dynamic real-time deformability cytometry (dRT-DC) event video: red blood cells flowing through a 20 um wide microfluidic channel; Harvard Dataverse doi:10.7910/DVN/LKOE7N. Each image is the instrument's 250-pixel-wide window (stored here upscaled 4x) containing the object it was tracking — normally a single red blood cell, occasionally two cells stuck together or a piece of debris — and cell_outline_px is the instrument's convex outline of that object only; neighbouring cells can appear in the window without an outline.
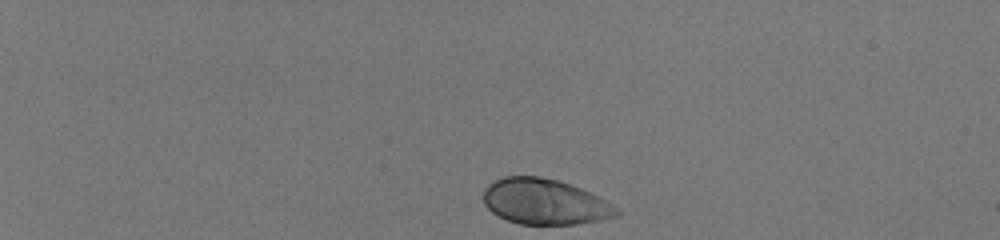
{"species": "human", "species_latin": "Homo sapiens", "temperature_condition": "room temperature", "stored_images_in_passage": 39, "camera_frame_rate_fps": 3000, "um_per_image_px": 0.085, "donor": {"sex": "male"}, "frame": {"image": 1, "passage_image": 1, "time_ms": 0.0, "image_size_px": [1000, 240], "cell_outline_px": [[620, 212], [616, 216], [600, 220], [576, 224], [520, 224], [508, 220], [492, 212], [484, 204], [484, 192], [488, 184], [504, 176], [540, 176], [560, 180], [580, 188], [612, 204]], "centroid_in_image_um": [46.29, 17.14], "position_along_channel_um": 38.7, "area_um2": 35.08}}
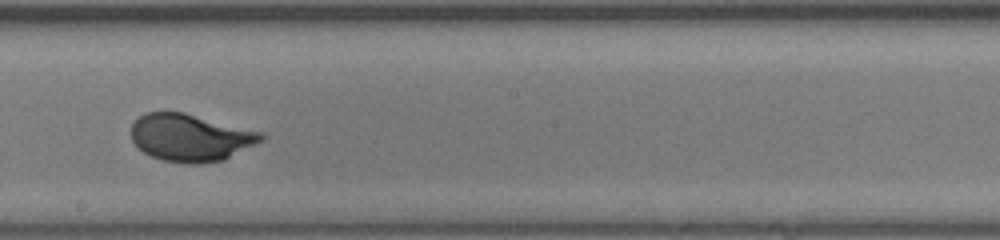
{"frame": {"image": 2, "passage_image": 23, "time_ms": 7.333, "image_size_px": [1000, 240], "cell_outline_px": [[264, 140], [224, 160], [200, 164], [188, 164], [164, 160], [152, 156], [144, 152], [132, 140], [132, 124], [144, 112], [184, 112], [264, 132]], "centroid_in_image_um": [16.23, 11.69], "position_along_channel_um": 232.0, "area_um2": 35.89}}
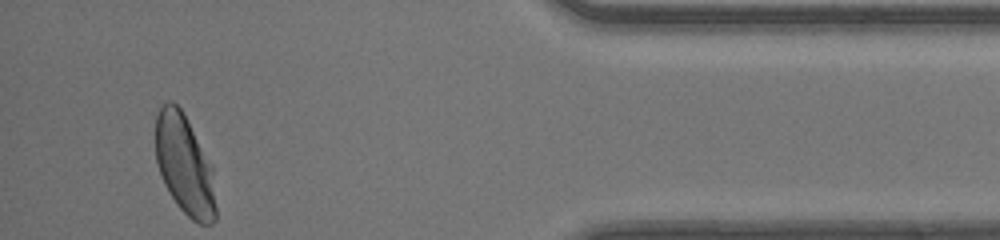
{"frame": {"image": 3, "passage_image": 39, "time_ms": 12.667, "image_size_px": [1000, 240], "cell_outline_px": [[216, 220], [212, 224], [200, 224], [192, 220], [176, 204], [164, 184], [156, 160], [156, 116], [160, 108], [168, 100], [172, 100], [180, 108], [212, 164], [216, 208]], "centroid_in_image_um": [15.7, 14.04], "position_along_channel_um": 419.5, "area_um2": 34.97}, "authors_computed_cell_mechanics": {"area_um2": 35.258, "velocity_mm_per_s": 4.1415, "shape_relaxation_time_tau1_ms": 2.4436, "shape_relaxation_time_tau2_ms": null, "deformation_change_tau1": 0.1787, "deformation_change_tau2": null}}